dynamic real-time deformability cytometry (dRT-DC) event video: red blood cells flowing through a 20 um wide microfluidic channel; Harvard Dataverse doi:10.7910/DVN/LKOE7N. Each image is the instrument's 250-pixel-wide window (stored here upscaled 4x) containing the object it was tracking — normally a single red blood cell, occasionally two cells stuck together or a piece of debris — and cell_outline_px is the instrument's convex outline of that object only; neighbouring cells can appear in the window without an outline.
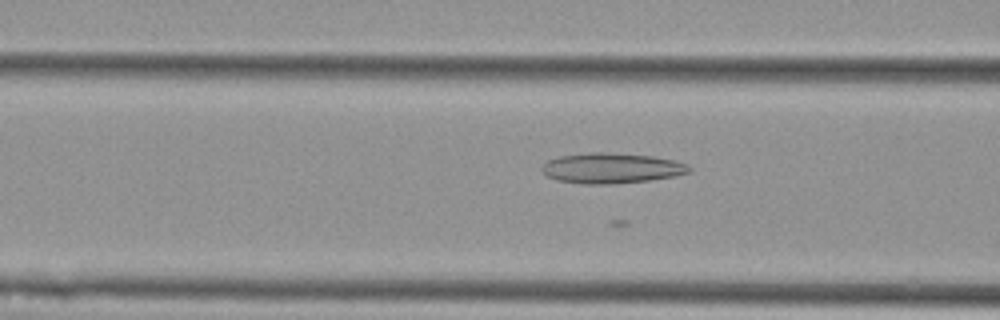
{"species": "Egyptian fruit bat (a non-hibernating species)", "species_latin": "Rousettus aegyptiacus", "temperature_condition": "cold", "stored_images_in_passage": 17, "camera_frame_rate_fps": 3000, "um_per_image_px": 0.085, "animal": {"sex": "female"}, "frame": {"image": 1, "passage_image": 8, "time_ms": 2.333, "image_size_px": [1000, 320], "cell_outline_px": [[692, 172], [676, 176], [648, 180], [612, 184], [584, 184], [556, 180], [548, 176], [540, 168], [548, 160], [560, 156], [592, 152], [608, 152], [652, 156], [676, 160], [688, 164], [692, 168]], "centroid_in_image_um": [52.03, 14.29], "position_along_channel_um": 114.6, "area_um2": 26.18}}
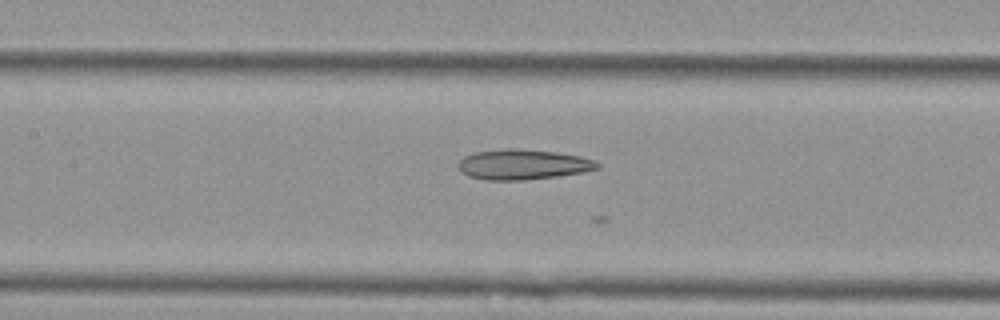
{"frame": {"image": 2, "passage_image": 12, "time_ms": 3.667, "image_size_px": [1000, 320], "cell_outline_px": [[600, 168], [584, 172], [556, 176], [524, 180], [484, 180], [468, 176], [456, 164], [464, 156], [472, 152], [508, 148], [516, 148], [556, 152], [580, 156], [596, 160], [600, 164]], "centroid_in_image_um": [44.46, 13.97], "position_along_channel_um": 162.9, "area_um2": 24.62}}
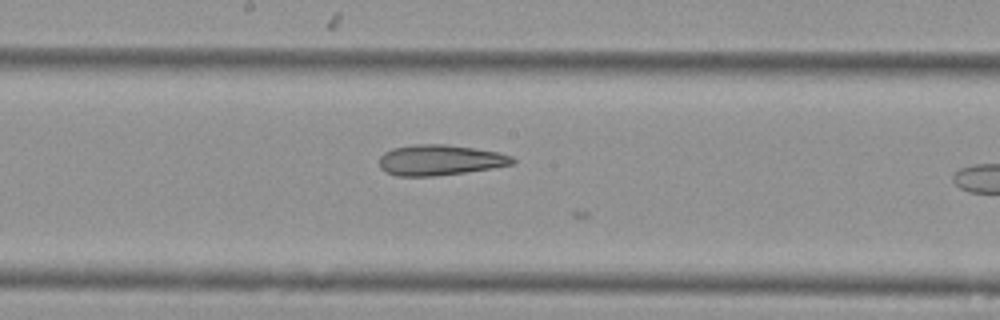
{"frame": {"image": 3, "passage_image": 16, "time_ms": 5.0, "image_size_px": [1000, 320], "cell_outline_px": [[516, 164], [492, 168], [464, 172], [432, 176], [396, 176], [384, 172], [380, 168], [380, 156], [384, 152], [392, 148], [416, 144], [444, 144], [500, 152], [512, 156], [516, 160]], "centroid_in_image_um": [37.39, 13.6], "position_along_channel_um": 210.8, "area_um2": 23.81}}